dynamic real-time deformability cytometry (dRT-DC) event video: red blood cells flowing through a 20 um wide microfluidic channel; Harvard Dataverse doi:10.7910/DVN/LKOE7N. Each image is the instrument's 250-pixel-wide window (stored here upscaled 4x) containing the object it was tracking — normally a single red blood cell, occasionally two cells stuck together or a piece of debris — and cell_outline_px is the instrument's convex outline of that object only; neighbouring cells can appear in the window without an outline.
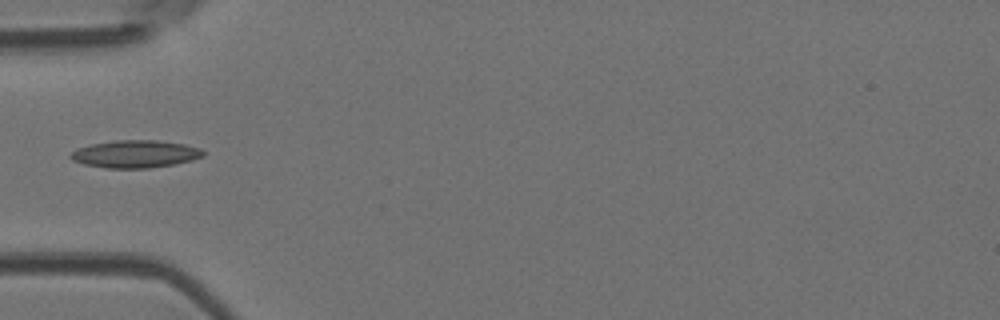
{"species": "Egyptian fruit bat (a non-hibernating species)", "species_latin": "Rousettus aegyptiacus", "temperature_condition": "room temperature", "stored_images_in_passage": 6, "camera_frame_rate_fps": 3000, "um_per_image_px": 0.085, "animal": {"sex": "female"}, "frame": {"image": 1, "passage_image": 5, "time_ms": 1.333, "image_size_px": [1000, 320], "cell_outline_px": [[204, 156], [192, 160], [176, 164], [148, 168], [104, 168], [84, 164], [72, 160], [68, 156], [76, 148], [92, 144], [116, 140], [156, 140], [184, 144], [200, 148], [204, 152]], "centroid_in_image_um": [11.49, 13.09], "position_along_channel_um": 73.5, "area_um2": 21.33}}
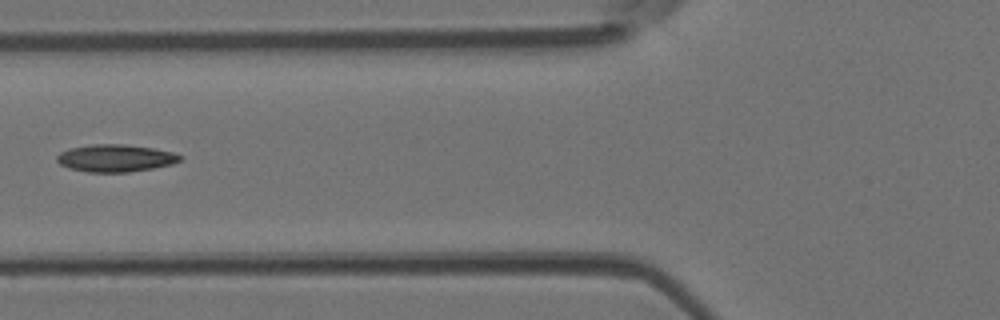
{"frame": {"image": 2, "passage_image": 6, "time_ms": 1.667, "image_size_px": [1000, 320], "cell_outline_px": [[184, 156], [180, 160], [172, 164], [152, 168], [128, 172], [88, 172], [68, 168], [60, 164], [56, 160], [56, 156], [60, 152], [68, 148], [92, 144], [124, 144], [152, 148], [172, 152]], "centroid_in_image_um": [9.78, 13.44], "position_along_channel_um": 116.0, "area_um2": 19.65}}